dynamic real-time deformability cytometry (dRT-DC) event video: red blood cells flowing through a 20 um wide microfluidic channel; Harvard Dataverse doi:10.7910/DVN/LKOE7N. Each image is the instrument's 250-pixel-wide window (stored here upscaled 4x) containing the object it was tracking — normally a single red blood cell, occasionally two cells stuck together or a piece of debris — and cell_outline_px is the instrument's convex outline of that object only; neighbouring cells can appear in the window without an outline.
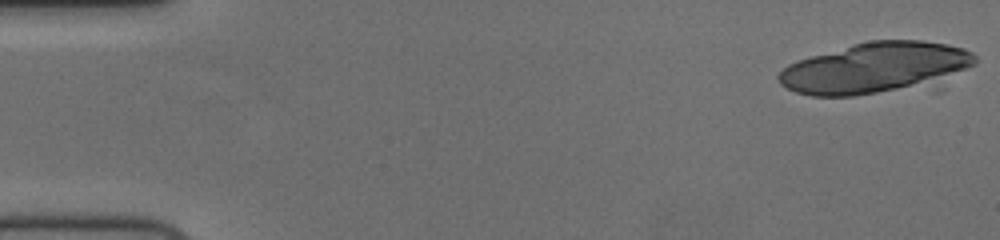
{"species": "human", "species_latin": "Homo sapiens", "temperature_condition": "cold", "stored_images_in_passage": 22, "camera_frame_rate_fps": 3000, "um_per_image_px": 0.085, "donor": {"sex": "female"}, "frame": {"image": 1, "passage_image": 1, "time_ms": 0.0, "image_size_px": [1000, 240], "cell_outline_px": [[976, 64], [940, 92], [852, 96], [812, 96], [796, 92], [780, 84], [776, 80], [776, 76], [788, 64], [812, 56], [852, 44], [868, 40], [920, 40], [948, 44], [964, 48], [972, 52], [976, 56]], "centroid_in_image_um": [74.69, 5.87], "position_along_channel_um": 10.3, "area_um2": 62.14}}